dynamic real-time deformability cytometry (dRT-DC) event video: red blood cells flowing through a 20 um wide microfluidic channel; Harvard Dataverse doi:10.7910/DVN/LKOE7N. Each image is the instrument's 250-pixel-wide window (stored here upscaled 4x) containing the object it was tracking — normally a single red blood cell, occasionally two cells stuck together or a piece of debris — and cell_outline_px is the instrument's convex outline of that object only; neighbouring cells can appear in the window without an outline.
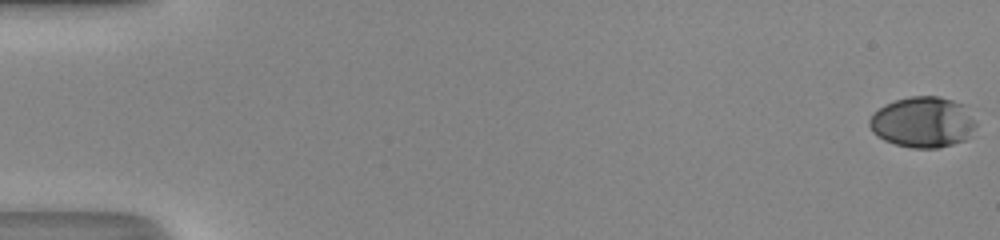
{"species": "human", "species_latin": "Homo sapiens", "temperature_condition": "room temperature", "stored_images_in_passage": 50, "camera_frame_rate_fps": 3000, "um_per_image_px": 0.085, "donor": {"sex": "male"}, "frame": {"image": 1, "passage_image": 1, "time_ms": 0.0, "image_size_px": [1000, 240], "cell_outline_px": [[976, 124], [968, 136], [964, 140], [952, 144], [936, 148], [912, 148], [896, 144], [884, 140], [876, 136], [872, 132], [868, 124], [868, 120], [872, 112], [884, 104], [908, 96], [940, 96], [964, 104], [976, 120]], "centroid_in_image_um": [78.4, 10.37], "position_along_channel_um": 6.6, "area_um2": 31.79}}
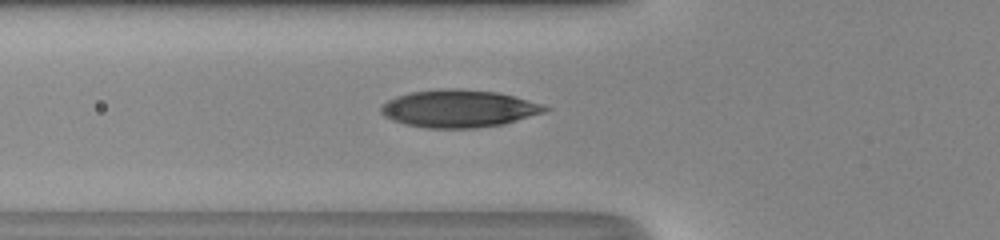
{"frame": {"image": 2, "passage_image": 20, "time_ms": 6.333, "image_size_px": [1000, 240], "cell_outline_px": [[552, 108], [544, 112], [504, 124], [476, 128], [428, 128], [408, 124], [392, 120], [384, 116], [380, 112], [380, 108], [388, 100], [396, 96], [412, 92], [444, 88], [456, 88], [496, 92], [544, 104]], "centroid_in_image_um": [39.01, 9.23], "position_along_channel_um": 86.8, "area_um2": 35.66}}
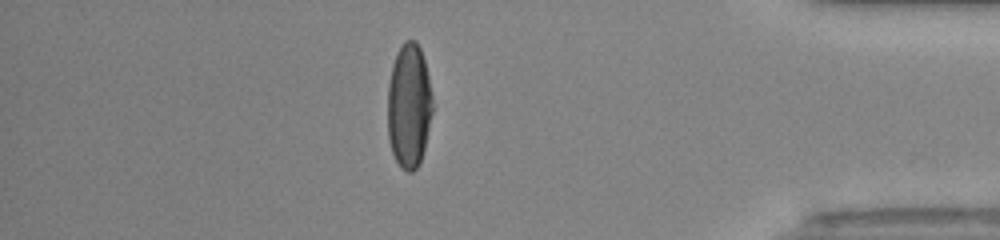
{"frame": {"image": 3, "passage_image": 44, "time_ms": 14.333, "image_size_px": [1000, 240], "cell_outline_px": [[432, 112], [424, 148], [420, 164], [412, 172], [408, 172], [400, 168], [392, 152], [388, 140], [388, 84], [392, 64], [396, 52], [400, 44], [404, 40], [416, 40], [420, 48], [424, 60], [428, 76], [432, 96]], "centroid_in_image_um": [34.75, 8.98], "position_along_channel_um": 400.5, "area_um2": 32.83}, "authors_computed_cell_mechanics": {"area_um2": 33.524, "velocity_mm_per_s": 4.3569, "shape_relaxation_time_tau1_ms": 5.8678, "shape_relaxation_time_tau2_ms": null, "deformation_change_tau1": 0.264, "deformation_change_tau2": null}}